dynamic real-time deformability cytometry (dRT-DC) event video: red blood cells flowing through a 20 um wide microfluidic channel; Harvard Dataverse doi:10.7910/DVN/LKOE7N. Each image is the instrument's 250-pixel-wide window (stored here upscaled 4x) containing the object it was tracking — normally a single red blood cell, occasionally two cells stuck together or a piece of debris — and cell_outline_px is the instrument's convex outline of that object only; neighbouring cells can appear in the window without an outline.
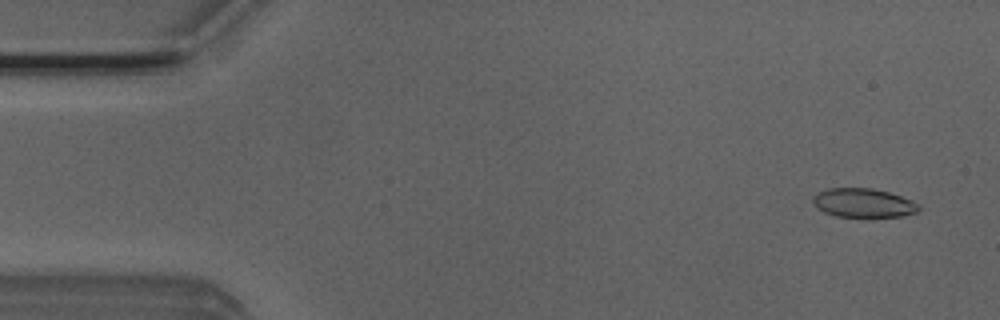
{"species": "Egyptian fruit bat (a non-hibernating species)", "species_latin": "Rousettus aegyptiacus", "temperature_condition": "room temperature", "stored_images_in_passage": 5, "camera_frame_rate_fps": 3000, "um_per_image_px": 0.085, "animal": {"sex": "male"}, "frame": {"image": 1, "passage_image": 1, "time_ms": 0.0, "image_size_px": [1000, 320], "cell_outline_px": [[920, 208], [916, 212], [900, 216], [868, 220], [836, 216], [824, 212], [816, 208], [812, 200], [812, 196], [828, 188], [872, 188], [888, 192], [912, 200]], "centroid_in_image_um": [73.36, 17.3], "position_along_channel_um": 11.6, "area_um2": 18.5}}